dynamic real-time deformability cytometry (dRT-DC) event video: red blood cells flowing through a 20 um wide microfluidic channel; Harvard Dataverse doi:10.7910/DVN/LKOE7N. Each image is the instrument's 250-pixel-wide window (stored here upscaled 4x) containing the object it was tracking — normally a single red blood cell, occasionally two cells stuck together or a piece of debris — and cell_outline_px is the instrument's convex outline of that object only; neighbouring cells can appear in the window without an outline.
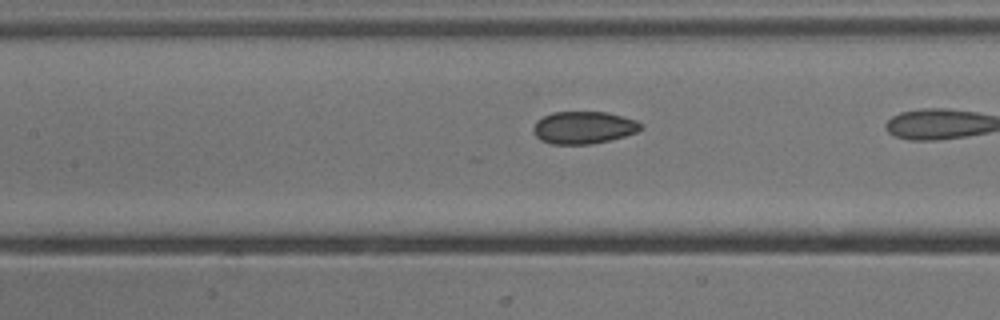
{"species": "common noctule bat (a hibernating species)", "species_latin": "Nyctalus noctula", "temperature_condition": "cold", "stored_images_in_passage": 14, "camera_frame_rate_fps": 3000, "um_per_image_px": 0.085, "animal": {"sex": "male", "body_mass_g": 13.3}, "frame": {"image": 1, "passage_image": 12, "time_ms": 3.667, "image_size_px": [1000, 320], "cell_outline_px": [[644, 128], [636, 132], [624, 136], [592, 144], [552, 144], [540, 140], [536, 136], [532, 128], [536, 120], [552, 112], [608, 112], [636, 120], [644, 124]], "centroid_in_image_um": [49.61, 10.84], "position_along_channel_um": 157.8, "area_um2": 20.4}}